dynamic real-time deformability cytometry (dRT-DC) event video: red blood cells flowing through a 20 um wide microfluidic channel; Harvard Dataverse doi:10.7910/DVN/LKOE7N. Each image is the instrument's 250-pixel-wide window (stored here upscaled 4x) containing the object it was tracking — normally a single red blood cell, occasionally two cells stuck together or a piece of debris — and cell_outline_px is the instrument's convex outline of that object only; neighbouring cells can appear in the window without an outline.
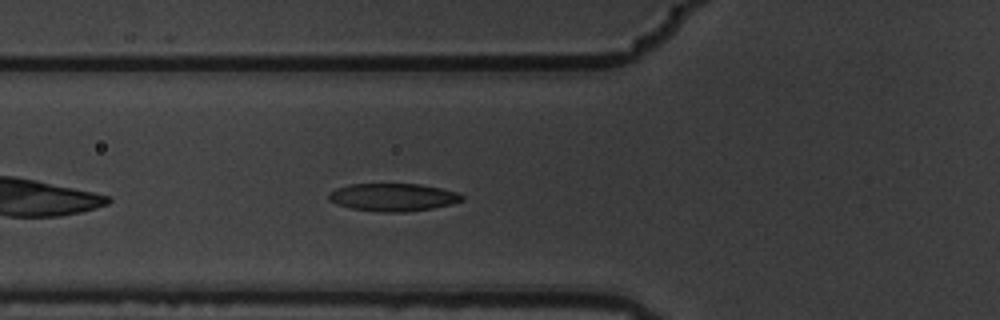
{"species": "common noctule bat (a hibernating species)", "species_latin": "Nyctalus noctula", "temperature_condition": "warm", "stored_images_in_passage": 4, "camera_frame_rate_fps": 3000, "um_per_image_px": 0.085, "animal": {"sex": "male", "body_mass_g": 19.5, "forearm_length_mm": 54.6}, "frame": {"image": 1, "passage_image": 4, "time_ms": 1.0, "image_size_px": [1000, 320], "cell_outline_px": [[464, 200], [452, 204], [432, 208], [404, 212], [380, 212], [352, 208], [336, 204], [328, 200], [328, 192], [336, 188], [348, 184], [420, 184], [440, 188], [456, 192], [464, 196]], "centroid_in_image_um": [33.38, 16.76], "position_along_channel_um": 92.4, "area_um2": 21.62}}